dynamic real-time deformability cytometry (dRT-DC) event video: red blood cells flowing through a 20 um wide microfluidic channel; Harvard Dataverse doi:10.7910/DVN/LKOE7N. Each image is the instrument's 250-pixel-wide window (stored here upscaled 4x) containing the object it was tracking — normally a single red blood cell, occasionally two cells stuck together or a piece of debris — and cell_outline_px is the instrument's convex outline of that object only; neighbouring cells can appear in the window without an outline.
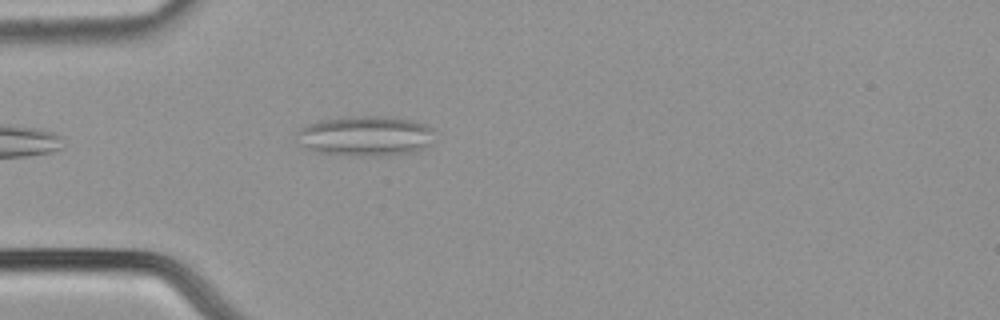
{"species": "common noctule bat (a hibernating species)", "species_latin": "Nyctalus noctula", "temperature_condition": "cold", "stored_images_in_passage": 8, "camera_frame_rate_fps": 3000, "um_per_image_px": 0.085, "animal": {"sex": "male", "body_mass_g": 21.5, "forearm_length_mm": 52.0}, "frame": {"image": 1, "passage_image": 1, "time_ms": 0.0, "image_size_px": [1000, 320], "cell_outline_px": [[432, 128], [428, 144], [424, 148], [416, 152], [384, 156], [360, 156], [316, 152], [304, 148], [300, 144], [296, 132], [300, 128], [308, 124], [320, 120], [352, 116], [384, 116], [412, 120], [424, 124]], "centroid_in_image_um": [31.02, 11.56], "position_along_channel_um": 54.0, "area_um2": 32.19}}